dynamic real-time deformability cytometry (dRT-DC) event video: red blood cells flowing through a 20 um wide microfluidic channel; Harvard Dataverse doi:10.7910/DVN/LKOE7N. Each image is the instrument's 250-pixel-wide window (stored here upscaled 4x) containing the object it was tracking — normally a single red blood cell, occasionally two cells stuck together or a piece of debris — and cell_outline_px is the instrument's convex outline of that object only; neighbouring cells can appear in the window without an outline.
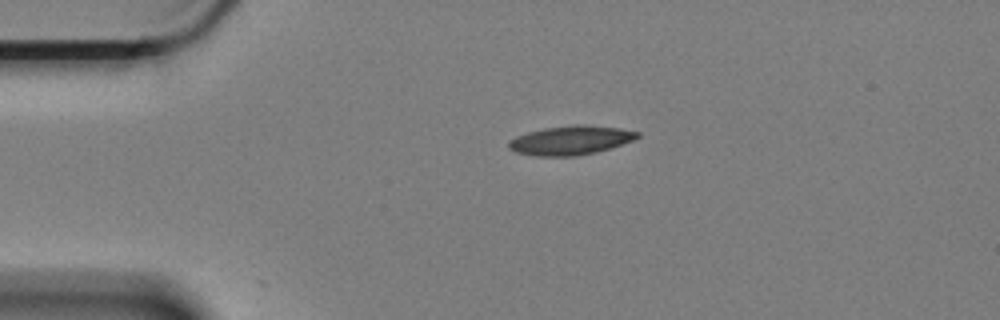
{"species": "Egyptian fruit bat (a non-hibernating species)", "species_latin": "Rousettus aegyptiacus", "temperature_condition": "cold", "stored_images_in_passage": 24, "camera_frame_rate_fps": 3000, "um_per_image_px": 0.085, "animal": {"sex": "female"}, "frame": {"image": 1, "passage_image": 1, "time_ms": 0.0, "image_size_px": [1000, 320], "cell_outline_px": [[640, 136], [632, 140], [596, 152], [572, 156], [536, 156], [516, 152], [508, 148], [508, 140], [516, 136], [528, 132], [544, 128], [576, 124], [584, 124], [620, 128], [640, 132]], "centroid_in_image_um": [48.47, 11.91], "position_along_channel_um": 36.5, "area_um2": 21.68}}
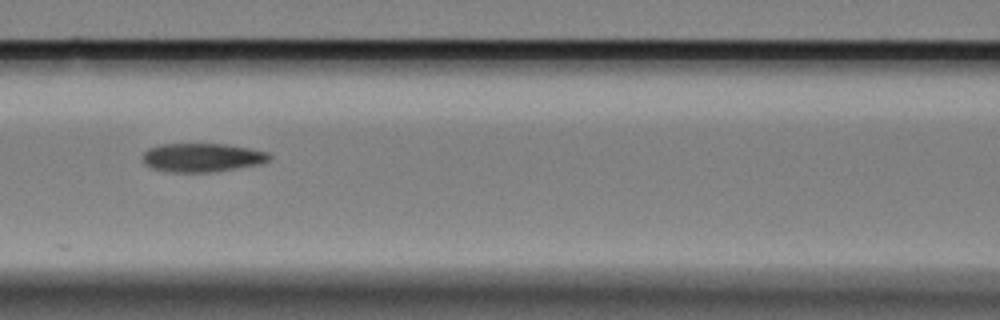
{"frame": {"image": 2, "passage_image": 14, "time_ms": 4.333, "image_size_px": [1000, 320], "cell_outline_px": [[272, 156], [268, 160], [260, 164], [208, 172], [164, 172], [148, 168], [144, 164], [144, 152], [148, 148], [164, 144], [224, 144], [248, 148], [268, 152]], "centroid_in_image_um": [17.13, 13.4], "position_along_channel_um": 149.5, "area_um2": 21.1}}
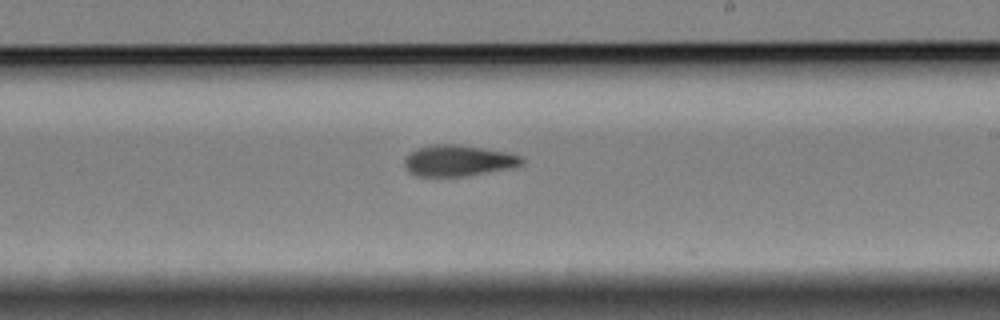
{"frame": {"image": 3, "passage_image": 23, "time_ms": 7.333, "image_size_px": [1000, 320], "cell_outline_px": [[524, 164], [516, 168], [464, 176], [416, 176], [408, 172], [404, 164], [404, 160], [408, 152], [416, 148], [432, 144], [456, 144], [484, 148], [508, 152], [520, 156], [524, 160]], "centroid_in_image_um": [38.96, 13.65], "position_along_channel_um": 250.0, "area_um2": 21.68}}